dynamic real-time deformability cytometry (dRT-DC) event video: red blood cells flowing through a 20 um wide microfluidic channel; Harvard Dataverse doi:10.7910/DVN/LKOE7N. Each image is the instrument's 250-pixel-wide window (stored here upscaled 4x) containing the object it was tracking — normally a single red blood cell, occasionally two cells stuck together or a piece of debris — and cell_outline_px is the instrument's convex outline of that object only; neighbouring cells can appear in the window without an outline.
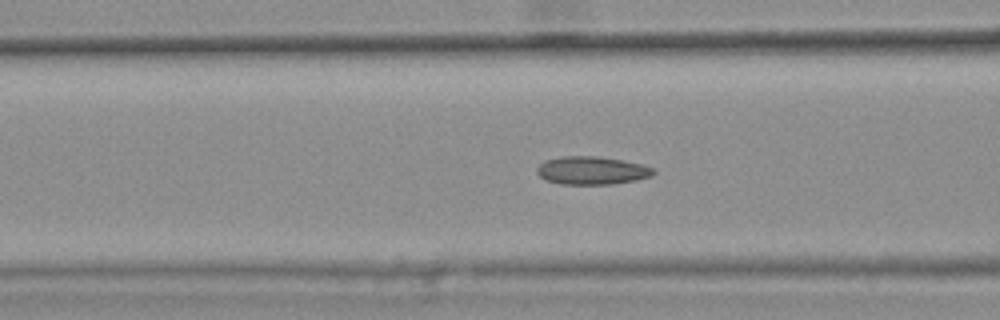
{"species": "common noctule bat (a hibernating species)", "species_latin": "Nyctalus noctula", "temperature_condition": "warm", "stored_images_in_passage": 45, "camera_frame_rate_fps": 3000, "um_per_image_px": 0.085, "animal": {"sex": "female", "body_mass_g": 25.1}, "frame": {"image": 1, "passage_image": 20, "time_ms": 6.333, "image_size_px": [1000, 320], "cell_outline_px": [[656, 172], [652, 176], [636, 180], [612, 184], [560, 184], [544, 180], [536, 172], [536, 168], [544, 160], [560, 156], [600, 156], [624, 160], [644, 164], [652, 168]], "centroid_in_image_um": [50.3, 14.48], "position_along_channel_um": 116.3, "area_um2": 19.36}, "authors_computed_cell_mechanics": {"area_um2": 18.496, "velocity_mm_per_s": 3.7835, "shape_relaxation_time_tau1_ms": 9.8241, "shape_relaxation_time_tau2_ms": 1.5867, "deformation_change_tau1": 0.1962, "deformation_change_tau2": 0.0809}}